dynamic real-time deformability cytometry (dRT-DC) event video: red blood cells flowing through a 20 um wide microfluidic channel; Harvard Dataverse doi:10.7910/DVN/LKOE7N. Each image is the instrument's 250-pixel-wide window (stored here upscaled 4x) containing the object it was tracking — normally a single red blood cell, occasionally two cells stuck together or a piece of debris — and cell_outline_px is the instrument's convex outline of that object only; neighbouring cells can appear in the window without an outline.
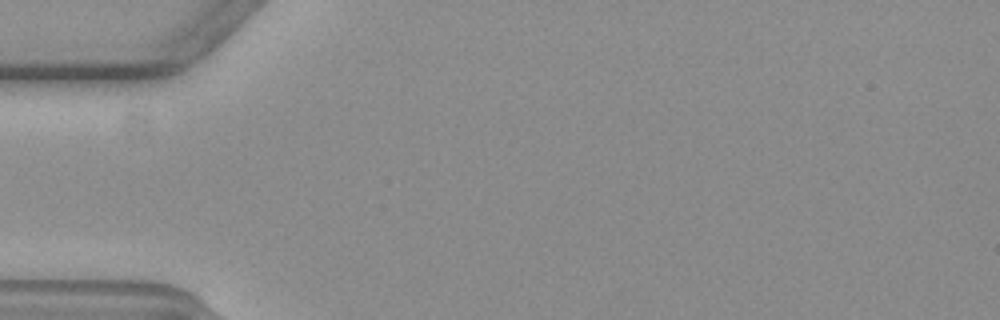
{"species": "common noctule bat (a hibernating species)", "species_latin": "Nyctalus noctula", "temperature_condition": "warm", "stored_images_in_passage": 3, "camera_frame_rate_fps": 3000, "um_per_image_px": 0.085, "animal": {"sex": "female", "body_mass_g": 19.3, "forearm_length_mm": 54.1}, "frame": {"image": 1, "passage_image": 1, "time_ms": 0.0, "image_size_px": [1000, 320], "cell_outline_px": [[324, 24], [316, 44], [236, 120], [208, 132], [200, 132], [196, 128], [200, 116], [204, 112], [312, 24]], "centroid_in_image_um": [21.97, 6.96], "position_along_channel_um": 63.0, "area_um2": 24.28}}